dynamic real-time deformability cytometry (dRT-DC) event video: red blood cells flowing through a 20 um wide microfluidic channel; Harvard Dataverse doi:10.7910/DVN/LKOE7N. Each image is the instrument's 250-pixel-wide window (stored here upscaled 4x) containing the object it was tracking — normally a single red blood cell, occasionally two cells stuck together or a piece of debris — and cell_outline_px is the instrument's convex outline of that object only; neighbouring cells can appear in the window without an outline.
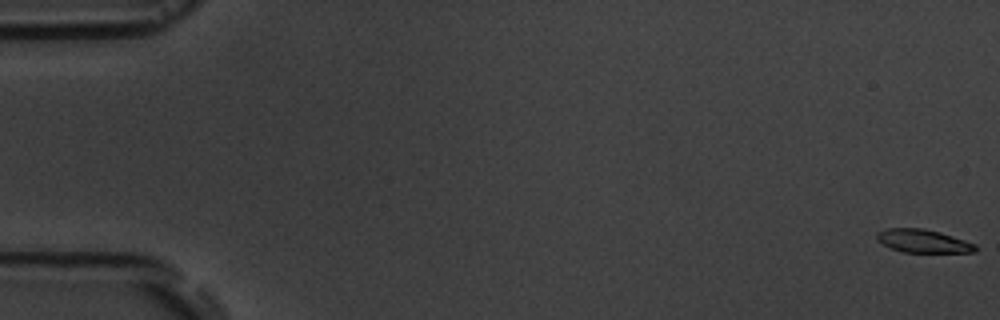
{"species": "common noctule bat (a hibernating species)", "species_latin": "Nyctalus noctula", "temperature_condition": "room temperature", "stored_images_in_passage": 6, "camera_frame_rate_fps": 3000, "um_per_image_px": 0.085, "animal": {"sex": "male", "body_mass_g": 19.5, "forearm_length_mm": 54.6}, "frame": {"image": 1, "passage_image": 1, "time_ms": 0.0, "image_size_px": [1000, 320], "cell_outline_px": [[976, 252], [900, 252], [876, 240], [876, 232], [888, 228], [924, 228], [940, 232], [976, 244]], "centroid_in_image_um": [78.44, 20.48], "position_along_channel_um": 6.6, "area_um2": 13.29}}
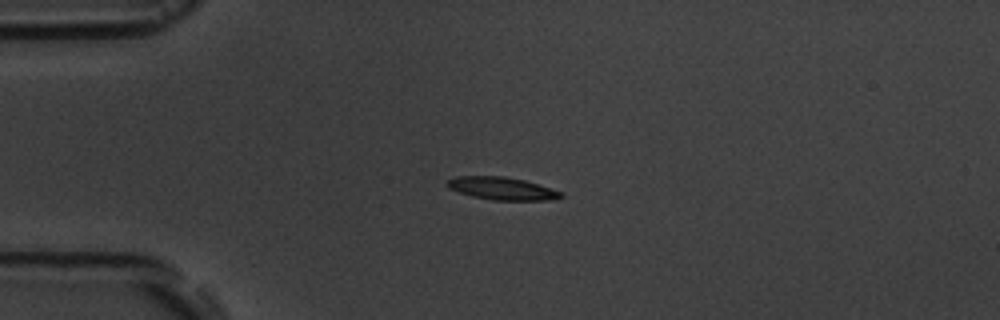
{"frame": {"image": 2, "passage_image": 5, "time_ms": 4.667, "image_size_px": [1000, 320], "cell_outline_px": [[564, 196], [552, 200], [492, 200], [472, 196], [448, 188], [448, 180], [456, 176], [504, 176], [524, 180], [564, 192]], "centroid_in_image_um": [42.71, 16.02], "position_along_channel_um": 42.3, "area_um2": 14.97}}